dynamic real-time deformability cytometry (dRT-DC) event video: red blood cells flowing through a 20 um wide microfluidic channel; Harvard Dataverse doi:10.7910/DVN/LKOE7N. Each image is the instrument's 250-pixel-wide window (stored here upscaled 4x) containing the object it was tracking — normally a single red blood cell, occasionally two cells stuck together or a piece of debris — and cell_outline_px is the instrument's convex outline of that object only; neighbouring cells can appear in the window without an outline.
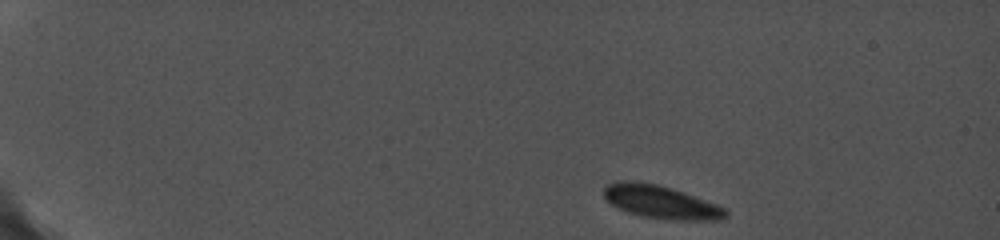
{"species": "common noctule bat (a hibernating species)", "species_latin": "Nyctalus noctula", "temperature_condition": "cold", "stored_images_in_passage": 34, "camera_frame_rate_fps": 5000, "um_per_image_px": 0.085, "animal": {"sex": "female", "body_mass_g": 19.0, "forearm_length_mm": 56.7}, "frame": {"image": 1, "passage_image": 1, "time_ms": 0.0, "image_size_px": [1000, 240], "cell_outline_px": [[728, 216], [720, 220], [676, 220], [644, 216], [628, 212], [616, 208], [604, 196], [604, 188], [608, 184], [620, 180], [636, 180], [656, 184], [672, 188], [684, 192], [728, 208]], "centroid_in_image_um": [56.21, 17.16], "position_along_channel_um": 28.8, "area_um2": 23.58}}
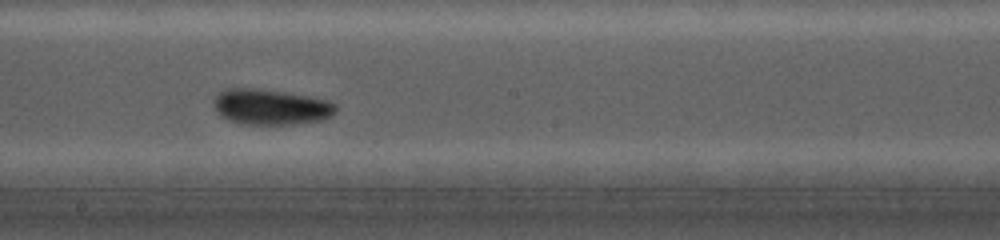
{"frame": {"image": 2, "passage_image": 21, "time_ms": 8.4, "image_size_px": [1000, 240], "cell_outline_px": [[336, 112], [332, 116], [324, 120], [292, 124], [240, 124], [228, 120], [220, 116], [216, 112], [216, 96], [224, 88], [260, 88], [308, 96], [328, 100], [336, 104]], "centroid_in_image_um": [23.04, 9.09], "position_along_channel_um": 225.2, "area_um2": 25.43}}
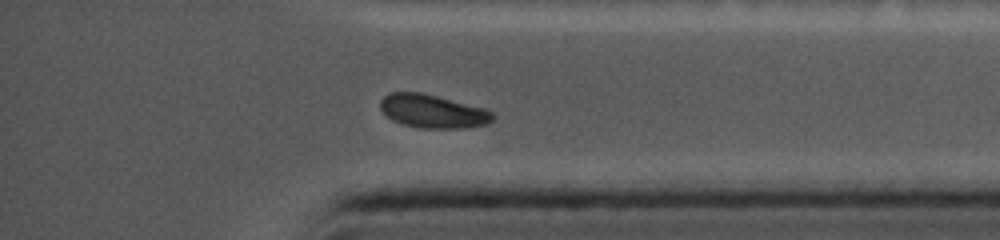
{"frame": {"image": 3, "passage_image": 31, "time_ms": 13.0, "image_size_px": [1000, 240], "cell_outline_px": [[496, 116], [488, 124], [464, 128], [420, 128], [404, 124], [392, 120], [380, 108], [380, 100], [388, 92], [420, 92], [484, 108], [492, 112]], "centroid_in_image_um": [36.78, 9.46], "position_along_channel_um": 398.4, "area_um2": 21.79}}